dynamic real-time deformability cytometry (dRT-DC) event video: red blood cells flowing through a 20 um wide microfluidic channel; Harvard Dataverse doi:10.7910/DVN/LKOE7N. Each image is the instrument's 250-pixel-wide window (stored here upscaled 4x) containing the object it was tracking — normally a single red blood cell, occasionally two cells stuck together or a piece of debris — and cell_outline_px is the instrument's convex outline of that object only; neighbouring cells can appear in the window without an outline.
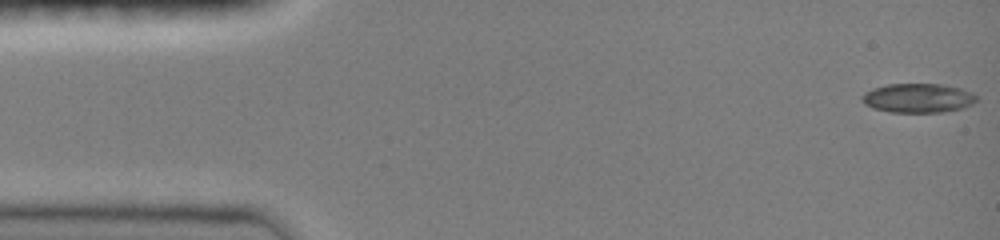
{"species": "common noctule bat (a hibernating species)", "species_latin": "Nyctalus noctula", "temperature_condition": "room temperature", "stored_images_in_passage": 36, "camera_frame_rate_fps": 3000, "um_per_image_px": 0.085, "animal": {"sex": "female", "body_mass_g": 19.0, "forearm_length_mm": 51.5}, "frame": {"image": 1, "passage_image": 1, "time_ms": 0.0, "image_size_px": [1000, 240], "cell_outline_px": [[976, 100], [972, 104], [960, 108], [940, 112], [888, 112], [872, 108], [864, 104], [860, 100], [860, 96], [864, 92], [872, 88], [888, 84], [940, 84], [960, 88], [972, 92], [976, 96]], "centroid_in_image_um": [77.95, 8.33], "position_along_channel_um": 7.0, "area_um2": 19.54}}
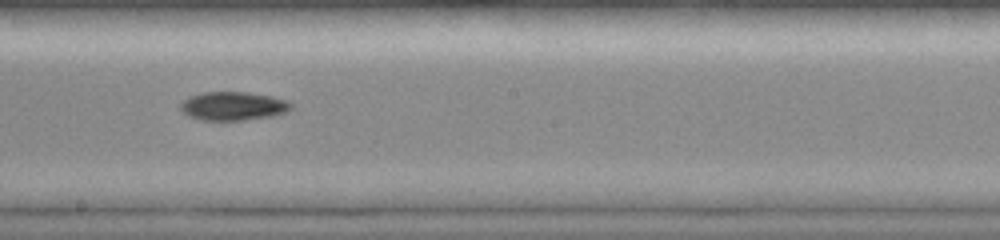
{"frame": {"image": 2, "passage_image": 20, "time_ms": 6.333, "image_size_px": [1000, 240], "cell_outline_px": [[292, 108], [288, 112], [272, 116], [244, 120], [200, 120], [188, 116], [180, 108], [180, 104], [188, 96], [200, 92], [244, 92], [272, 96], [288, 100], [292, 104]], "centroid_in_image_um": [19.83, 9.01], "position_along_channel_um": 228.4, "area_um2": 18.61}}
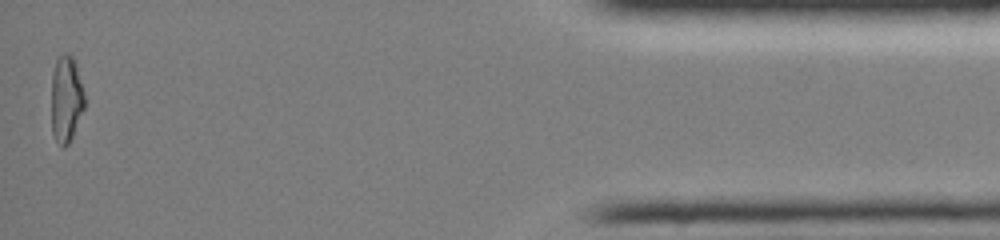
{"frame": {"image": 3, "passage_image": 35, "time_ms": 11.333, "image_size_px": [1000, 240], "cell_outline_px": [[84, 108], [72, 136], [68, 144], [64, 148], [60, 148], [52, 132], [52, 72], [56, 60], [64, 52], [68, 52], [76, 60], [84, 96]], "centroid_in_image_um": [5.62, 8.39], "position_along_channel_um": 429.6, "area_um2": 16.82}}